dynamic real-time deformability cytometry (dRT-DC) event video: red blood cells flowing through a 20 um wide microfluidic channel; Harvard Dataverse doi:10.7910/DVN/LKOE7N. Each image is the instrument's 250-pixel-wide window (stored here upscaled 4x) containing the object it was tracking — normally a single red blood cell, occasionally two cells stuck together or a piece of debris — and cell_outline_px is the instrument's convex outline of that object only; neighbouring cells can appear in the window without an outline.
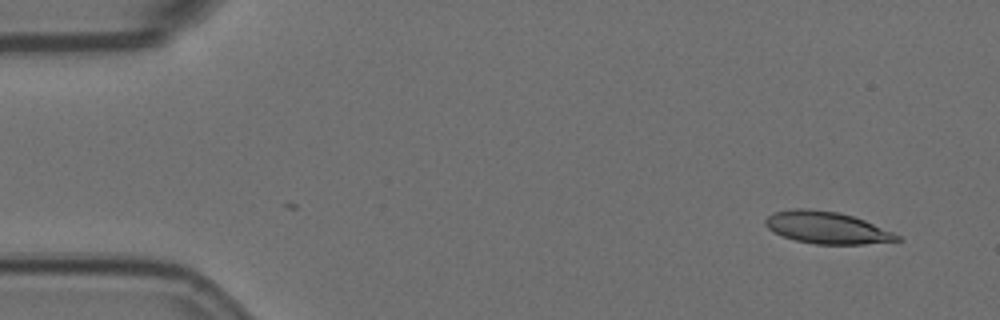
{"species": "Egyptian fruit bat (a non-hibernating species)", "species_latin": "Rousettus aegyptiacus", "temperature_condition": "room temperature", "stored_images_in_passage": 5, "camera_frame_rate_fps": 3000, "um_per_image_px": 0.085, "animal": {"sex": "female"}, "frame": {"image": 1, "passage_image": 1, "time_ms": 0.0, "image_size_px": [1000, 320], "cell_outline_px": [[904, 240], [864, 244], [816, 244], [796, 240], [772, 232], [764, 224], [764, 220], [772, 212], [792, 208], [808, 208], [840, 212], [864, 220], [892, 232], [900, 236]], "centroid_in_image_um": [70.24, 19.34], "position_along_channel_um": 14.8, "area_um2": 24.62}}
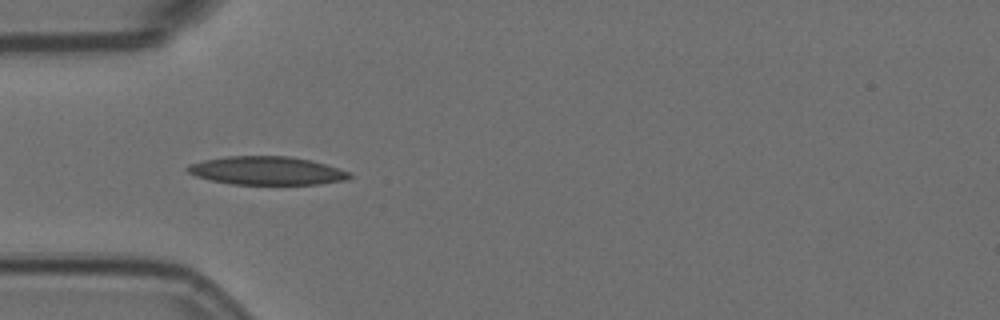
{"frame": {"image": 2, "passage_image": 4, "time_ms": 1.0, "image_size_px": [1000, 320], "cell_outline_px": [[352, 176], [348, 180], [320, 184], [232, 184], [212, 180], [196, 176], [188, 172], [184, 168], [188, 164], [204, 160], [224, 156], [288, 156], [312, 160], [340, 168], [348, 172]], "centroid_in_image_um": [22.69, 14.5], "position_along_channel_um": 62.3, "area_um2": 26.88}}
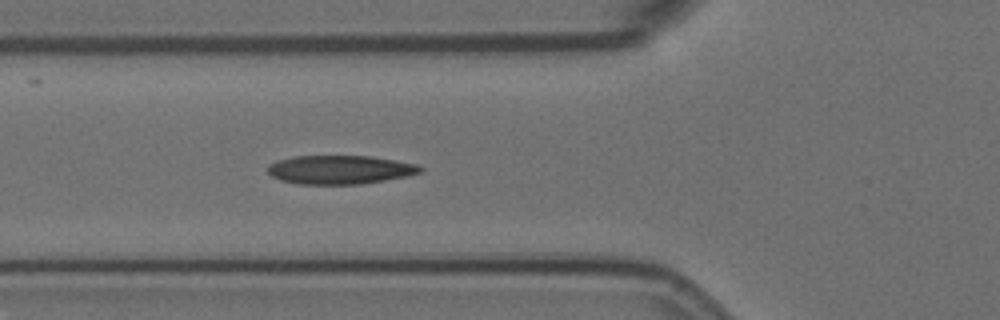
{"frame": {"image": 3, "passage_image": 5, "time_ms": 1.333, "image_size_px": [1000, 320], "cell_outline_px": [[424, 168], [420, 172], [408, 176], [360, 184], [296, 184], [280, 180], [272, 176], [268, 172], [268, 164], [276, 160], [292, 156], [372, 156], [396, 160], [416, 164]], "centroid_in_image_um": [28.87, 14.42], "position_along_channel_um": 96.9, "area_um2": 25.66}}